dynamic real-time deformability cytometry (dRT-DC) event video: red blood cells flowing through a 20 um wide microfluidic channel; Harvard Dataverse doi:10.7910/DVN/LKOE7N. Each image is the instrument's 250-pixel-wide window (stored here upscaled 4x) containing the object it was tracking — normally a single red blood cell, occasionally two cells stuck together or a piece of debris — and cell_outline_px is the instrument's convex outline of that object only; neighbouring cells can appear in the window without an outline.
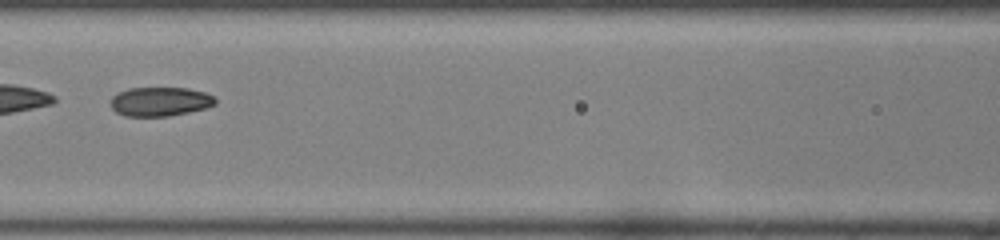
{"species": "common noctule bat (a hibernating species)", "species_latin": "Nyctalus noctula", "temperature_condition": "room temperature", "stored_images_in_passage": 45, "segment_of_instrument_passage": [2, 2], "camera_frame_rate_fps": 3000, "um_per_image_px": 0.085, "animal": {"sex": "female", "body_mass_g": 22.0, "forearm_length_mm": 56.7}, "frame": {"image": 1, "passage_image": 20, "time_ms": 6.333, "image_size_px": [1000, 240], "cell_outline_px": [[216, 104], [204, 108], [188, 112], [168, 116], [124, 116], [116, 112], [112, 108], [108, 100], [116, 92], [128, 88], [188, 88], [204, 92], [216, 96]], "centroid_in_image_um": [13.57, 8.62], "position_along_channel_um": 153.0, "area_um2": 17.98}}
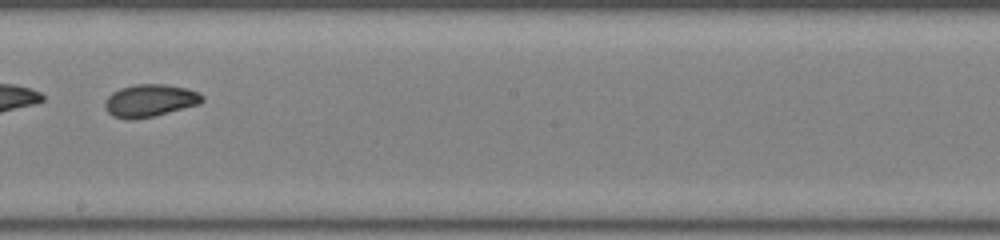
{"frame": {"image": 2, "passage_image": 26, "time_ms": 8.333, "image_size_px": [1000, 240], "cell_outline_px": [[204, 100], [200, 104], [152, 116], [132, 120], [128, 120], [112, 116], [104, 108], [104, 100], [112, 92], [120, 88], [136, 84], [164, 84], [188, 88], [200, 92], [204, 96]], "centroid_in_image_um": [12.74, 8.54], "position_along_channel_um": 235.5, "area_um2": 18.61}}
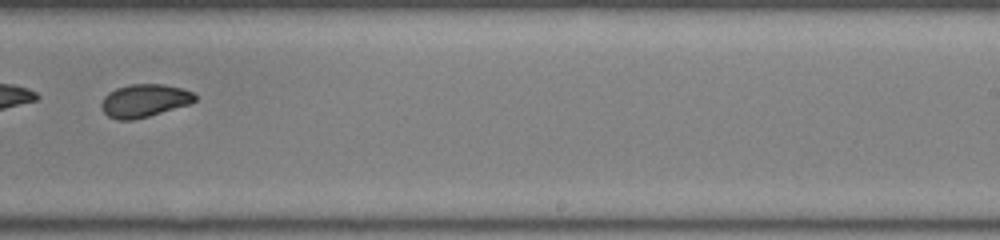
{"frame": {"image": 3, "passage_image": 29, "time_ms": 9.333, "image_size_px": [1000, 240], "cell_outline_px": [[196, 100], [192, 104], [148, 116], [132, 120], [120, 120], [108, 116], [100, 108], [100, 104], [104, 96], [108, 92], [116, 88], [132, 84], [164, 84], [184, 88], [192, 92], [196, 96]], "centroid_in_image_um": [12.28, 8.55], "position_along_channel_um": 276.7, "area_um2": 18.15}}